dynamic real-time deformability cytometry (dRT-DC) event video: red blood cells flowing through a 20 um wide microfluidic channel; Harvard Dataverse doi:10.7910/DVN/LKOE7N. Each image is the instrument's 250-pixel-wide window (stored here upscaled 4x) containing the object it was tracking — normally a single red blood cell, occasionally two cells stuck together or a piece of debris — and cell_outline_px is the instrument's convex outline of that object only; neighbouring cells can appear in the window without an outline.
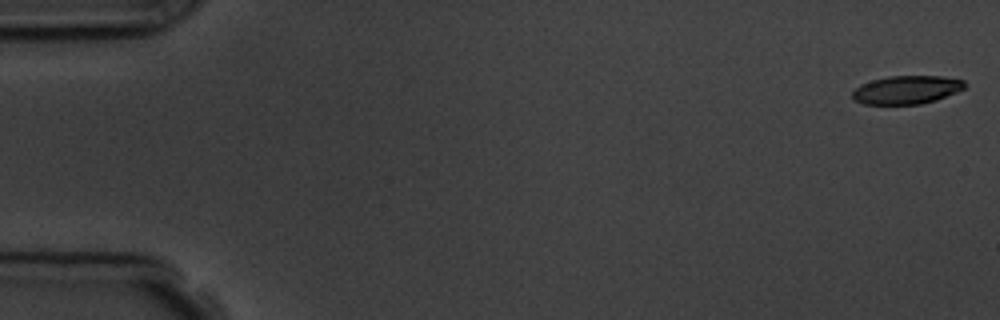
{"species": "common noctule bat (a hibernating species)", "species_latin": "Nyctalus noctula", "temperature_condition": "room temperature", "stored_images_in_passage": 7, "camera_frame_rate_fps": 3000, "um_per_image_px": 0.085, "animal": {"sex": "male", "body_mass_g": 19.5, "forearm_length_mm": 54.6}, "frame": {"image": 1, "passage_image": 1, "time_ms": 0.0, "image_size_px": [1000, 320], "cell_outline_px": [[968, 84], [964, 88], [956, 92], [936, 100], [920, 104], [864, 104], [852, 100], [852, 92], [860, 84], [872, 80], [888, 76], [940, 76], [964, 80]], "centroid_in_image_um": [77.05, 7.63], "position_along_channel_um": 8.0, "area_um2": 18.61}}
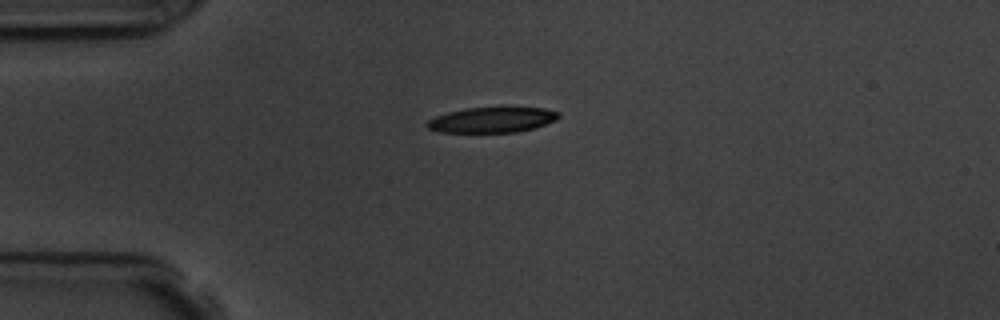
{"frame": {"image": 2, "passage_image": 5, "time_ms": 4.333, "image_size_px": [1000, 320], "cell_outline_px": [[560, 116], [556, 120], [536, 128], [516, 132], [440, 132], [428, 128], [424, 124], [428, 120], [436, 116], [448, 112], [468, 108], [544, 108], [560, 112]], "centroid_in_image_um": [41.84, 10.19], "position_along_channel_um": 43.2, "area_um2": 19.36}}